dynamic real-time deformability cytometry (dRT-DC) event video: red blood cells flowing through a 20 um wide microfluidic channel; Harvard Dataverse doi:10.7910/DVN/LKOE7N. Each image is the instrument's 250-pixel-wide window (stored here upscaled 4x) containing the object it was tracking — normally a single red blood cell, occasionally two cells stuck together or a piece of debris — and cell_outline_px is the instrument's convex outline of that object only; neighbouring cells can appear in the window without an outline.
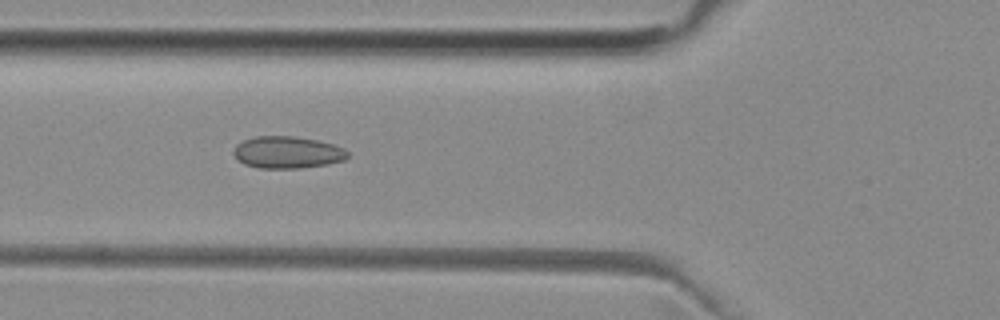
{"species": "common noctule bat (a hibernating species)", "species_latin": "Nyctalus noctula", "temperature_condition": "room temperature", "stored_images_in_passage": 45, "camera_frame_rate_fps": 3000, "um_per_image_px": 0.085, "animal": {"sex": "female", "body_mass_g": 29.2, "forearm_length_mm": 56.3}, "frame": {"image": 1, "passage_image": 16, "time_ms": 5.0, "image_size_px": [1000, 320], "cell_outline_px": [[348, 156], [344, 160], [328, 164], [300, 168], [260, 168], [244, 164], [232, 152], [236, 144], [244, 140], [256, 136], [296, 136], [316, 140], [332, 144], [344, 148], [348, 152]], "centroid_in_image_um": [24.43, 12.95], "position_along_channel_um": 101.4, "area_um2": 21.21}}
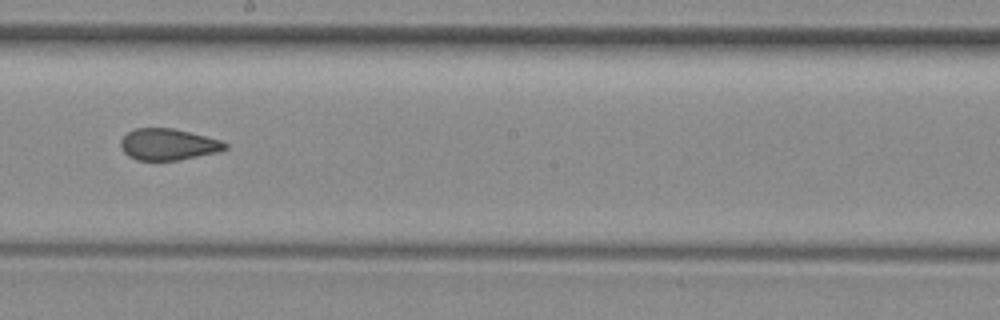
{"frame": {"image": 2, "passage_image": 26, "time_ms": 8.333, "image_size_px": [1000, 320], "cell_outline_px": [[228, 148], [220, 152], [176, 160], [136, 160], [128, 156], [124, 152], [120, 144], [120, 140], [128, 132], [136, 128], [172, 128], [220, 140], [228, 144]], "centroid_in_image_um": [14.29, 12.28], "position_along_channel_um": 233.9, "area_um2": 19.02}}
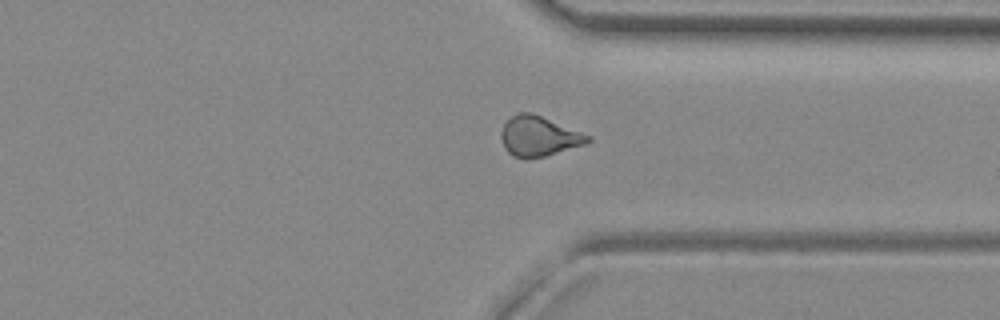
{"frame": {"image": 3, "passage_image": 36, "time_ms": 11.667, "image_size_px": [1000, 320], "cell_outline_px": [[592, 140], [584, 144], [544, 156], [524, 160], [512, 156], [504, 148], [500, 136], [500, 132], [504, 124], [512, 116], [520, 112], [528, 112], [540, 116], [592, 136]], "centroid_in_image_um": [45.76, 11.6], "position_along_channel_um": 365.6, "area_um2": 20.06}}